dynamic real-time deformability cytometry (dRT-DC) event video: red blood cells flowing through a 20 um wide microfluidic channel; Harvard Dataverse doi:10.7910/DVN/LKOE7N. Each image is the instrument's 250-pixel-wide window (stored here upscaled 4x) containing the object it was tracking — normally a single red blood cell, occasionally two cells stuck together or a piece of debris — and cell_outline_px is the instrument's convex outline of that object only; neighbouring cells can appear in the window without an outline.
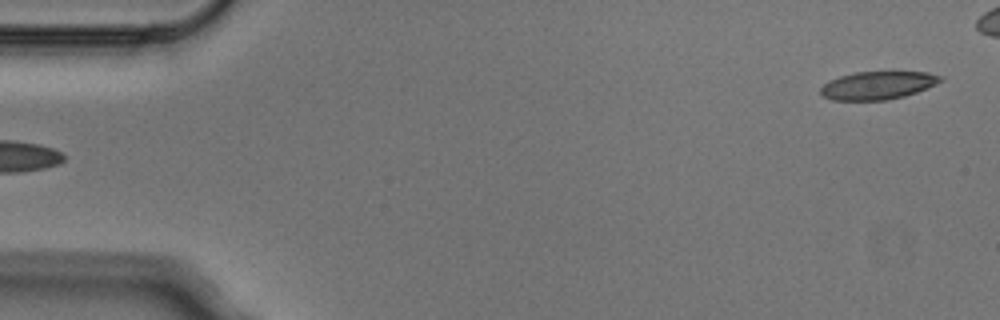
{"species": "Egyptian fruit bat (a non-hibernating species)", "species_latin": "Rousettus aegyptiacus", "temperature_condition": "cold", "stored_images_in_passage": 5, "camera_frame_rate_fps": 3000, "um_per_image_px": 0.085, "animal": {"sex": "male"}, "frame": {"image": 1, "passage_image": 5, "time_ms": 1.333, "image_size_px": [1000, 320], "cell_outline_px": [[944, 80], [936, 84], [916, 92], [904, 96], [888, 100], [832, 100], [824, 96], [820, 92], [820, 88], [828, 80], [840, 76], [856, 72], [928, 72], [944, 76]], "centroid_in_image_um": [74.63, 7.25], "position_along_channel_um": 10.4, "area_um2": 19.59}}